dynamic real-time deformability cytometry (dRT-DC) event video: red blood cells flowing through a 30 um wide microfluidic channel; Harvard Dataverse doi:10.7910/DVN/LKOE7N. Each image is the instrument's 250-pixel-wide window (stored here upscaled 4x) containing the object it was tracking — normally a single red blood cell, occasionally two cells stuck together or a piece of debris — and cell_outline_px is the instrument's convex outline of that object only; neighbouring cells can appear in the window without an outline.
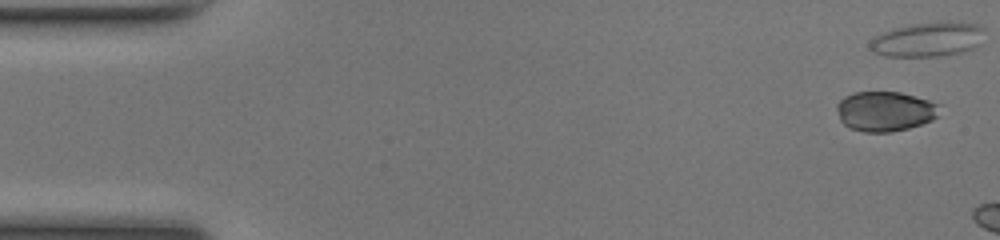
{"species": "common noctule bat (a hibernating species)", "species_latin": "Nyctalus noctula", "temperature_condition": "room temperature", "stored_images_in_passage": 7, "camera_frame_rate_fps": 3000, "um_per_image_px": 0.085, "animal": {"sex": "female", "body_mass_g": 17.0, "forearm_length_mm": 48.0}, "frame": {"image": 1, "passage_image": 2, "time_ms": 0.333, "image_size_px": [1000, 240], "cell_outline_px": [[940, 104], [936, 116], [932, 120], [908, 128], [892, 132], [864, 132], [852, 128], [844, 124], [840, 120], [836, 108], [836, 104], [844, 96], [856, 92], [900, 92], [928, 100]], "centroid_in_image_um": [75.2, 9.45], "position_along_channel_um": 9.8, "area_um2": 23.76}}